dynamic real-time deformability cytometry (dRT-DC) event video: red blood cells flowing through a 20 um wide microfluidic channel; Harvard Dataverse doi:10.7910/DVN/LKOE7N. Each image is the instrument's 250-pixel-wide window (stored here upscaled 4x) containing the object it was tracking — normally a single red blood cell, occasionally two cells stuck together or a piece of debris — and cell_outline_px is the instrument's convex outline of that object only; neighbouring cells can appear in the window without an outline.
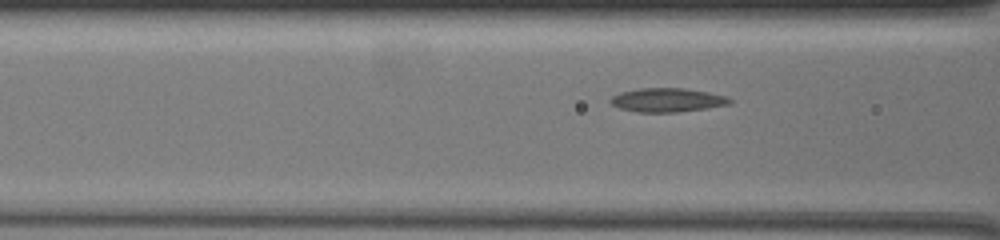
{"species": "common noctule bat (a hibernating species)", "species_latin": "Nyctalus noctula", "temperature_condition": "warm", "stored_images_in_passage": 38, "camera_frame_rate_fps": 3000, "um_per_image_px": 0.085, "animal": {"sex": "female", "body_mass_g": 19.5, "forearm_length_mm": 54.1}, "frame": {"image": 1, "passage_image": 10, "time_ms": 3.0, "image_size_px": [1000, 240], "cell_outline_px": [[732, 100], [728, 104], [704, 108], [676, 112], [636, 112], [620, 108], [612, 104], [608, 100], [612, 96], [620, 92], [640, 88], [684, 88], [708, 92], [724, 96]], "centroid_in_image_um": [56.65, 8.49], "position_along_channel_um": 110.0, "area_um2": 16.36}}
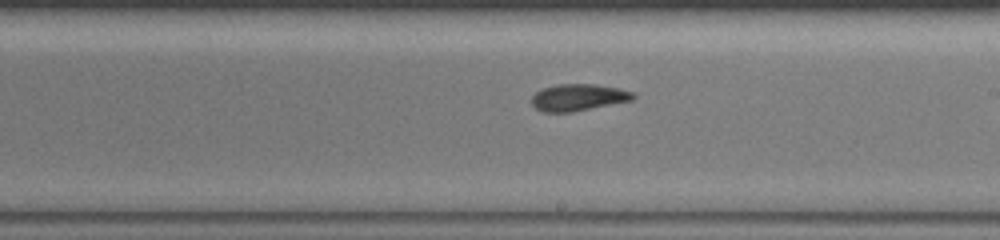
{"frame": {"image": 2, "passage_image": 22, "time_ms": 7.0, "image_size_px": [1000, 240], "cell_outline_px": [[636, 96], [632, 100], [572, 112], [544, 112], [536, 108], [532, 104], [532, 96], [536, 92], [544, 88], [556, 84], [596, 84], [616, 88], [632, 92]], "centroid_in_image_um": [49.13, 8.28], "position_along_channel_um": 239.9, "area_um2": 15.66}}
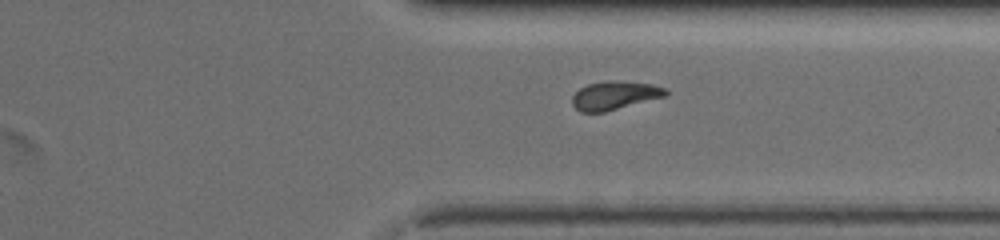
{"frame": {"image": 3, "passage_image": 33, "time_ms": 10.667, "image_size_px": [1000, 240], "cell_outline_px": [[668, 92], [664, 96], [604, 112], [580, 112], [572, 104], [572, 96], [580, 88], [588, 84], [608, 80], [616, 80], [652, 84], [664, 88]], "centroid_in_image_um": [52.2, 8.1], "position_along_channel_um": 359.2, "area_um2": 15.32}}